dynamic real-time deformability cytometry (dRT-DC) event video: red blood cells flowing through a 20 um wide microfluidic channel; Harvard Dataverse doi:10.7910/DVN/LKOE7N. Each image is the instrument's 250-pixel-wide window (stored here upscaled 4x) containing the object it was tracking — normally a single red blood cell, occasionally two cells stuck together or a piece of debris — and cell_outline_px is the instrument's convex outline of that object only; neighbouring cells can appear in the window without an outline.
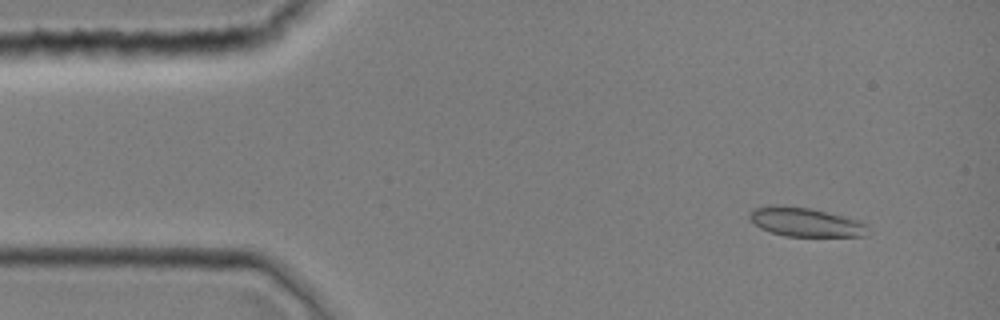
{"species": "common noctule bat (a hibernating species)", "species_latin": "Nyctalus noctula", "temperature_condition": "room temperature", "stored_images_in_passage": 43, "camera_frame_rate_fps": 3000, "um_per_image_px": 0.085, "animal": {"sex": "female", "body_mass_g": 19.0, "forearm_length_mm": 51.5}, "frame": {"image": 1, "passage_image": 4, "time_ms": 1.0, "image_size_px": [1000, 320], "cell_outline_px": [[872, 232], [864, 236], [784, 236], [760, 228], [748, 216], [748, 212], [752, 208], [768, 204], [776, 204], [812, 208], [860, 220], [868, 224]], "centroid_in_image_um": [68.49, 18.86], "position_along_channel_um": 16.5, "area_um2": 20.52}}
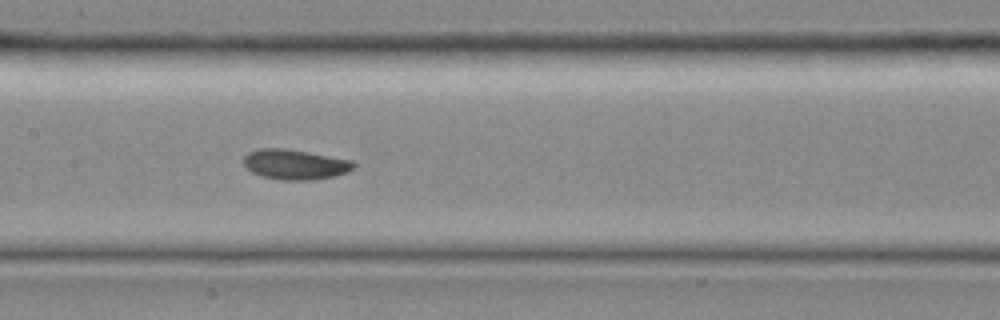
{"frame": {"image": 2, "passage_image": 21, "time_ms": 6.667, "image_size_px": [1000, 320], "cell_outline_px": [[356, 164], [352, 168], [344, 172], [332, 176], [312, 180], [280, 180], [260, 176], [252, 172], [244, 164], [244, 156], [248, 152], [260, 148], [288, 148], [352, 160]], "centroid_in_image_um": [25.04, 13.96], "position_along_channel_um": 182.4, "area_um2": 19.25}}
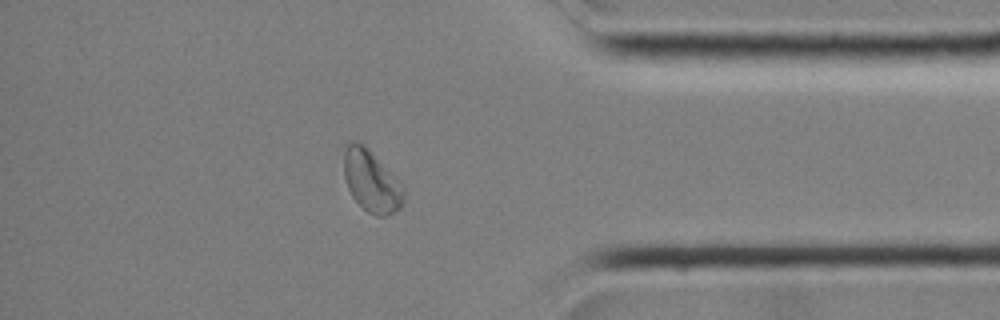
{"frame": {"image": 3, "passage_image": 37, "time_ms": 12.0, "image_size_px": [1000, 320], "cell_outline_px": [[404, 200], [400, 208], [388, 216], [376, 216], [368, 212], [352, 196], [348, 188], [344, 176], [344, 140], [356, 140], [364, 144], [404, 184]], "centroid_in_image_um": [31.57, 15.35], "position_along_channel_um": 403.6, "area_um2": 22.02}}